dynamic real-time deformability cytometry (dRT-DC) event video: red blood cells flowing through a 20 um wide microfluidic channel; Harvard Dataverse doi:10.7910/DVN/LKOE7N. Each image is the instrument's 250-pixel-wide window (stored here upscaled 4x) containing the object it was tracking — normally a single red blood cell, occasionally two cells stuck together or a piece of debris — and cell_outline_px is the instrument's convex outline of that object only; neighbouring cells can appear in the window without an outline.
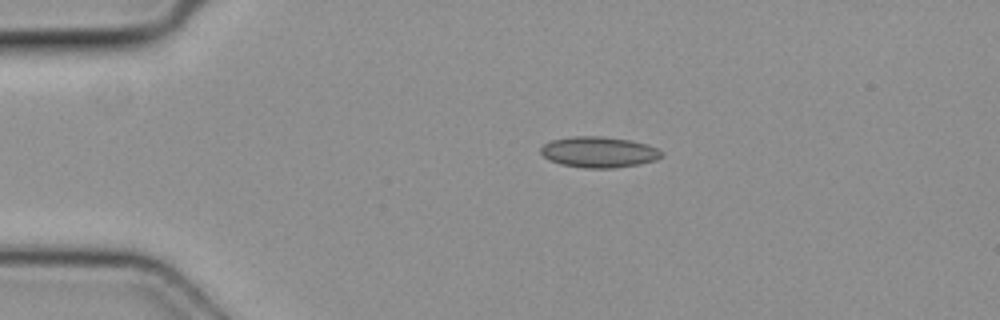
{"species": "common noctule bat (a hibernating species)", "species_latin": "Nyctalus noctula", "temperature_condition": "cold", "stored_images_in_passage": 3, "camera_frame_rate_fps": 3000, "um_per_image_px": 0.085, "animal": {"sex": "female", "body_mass_g": 19.3, "forearm_length_mm": 54.1}, "frame": {"image": 1, "passage_image": 3, "time_ms": 0.667, "image_size_px": [1000, 320], "cell_outline_px": [[664, 156], [656, 160], [640, 164], [616, 168], [584, 168], [560, 164], [544, 156], [540, 152], [540, 148], [544, 144], [552, 140], [572, 136], [604, 136], [632, 140], [648, 144], [664, 152]], "centroid_in_image_um": [50.95, 12.92], "position_along_channel_um": 34.0, "area_um2": 21.96}}